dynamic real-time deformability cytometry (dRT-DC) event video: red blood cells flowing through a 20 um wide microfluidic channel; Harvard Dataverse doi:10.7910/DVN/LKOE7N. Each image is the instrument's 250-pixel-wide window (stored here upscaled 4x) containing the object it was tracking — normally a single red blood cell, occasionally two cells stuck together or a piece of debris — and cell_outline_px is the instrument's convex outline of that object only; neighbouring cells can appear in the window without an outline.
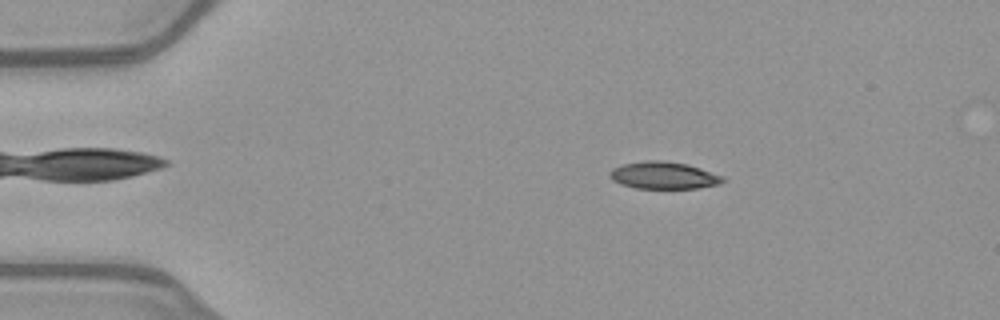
{"species": "common noctule bat (a hibernating species)", "species_latin": "Nyctalus noctula", "temperature_condition": "warm", "stored_images_in_passage": 51, "camera_frame_rate_fps": 3000, "um_per_image_px": 0.085, "animal": {"sex": "female", "body_mass_g": 21.9}, "frame": {"image": 1, "passage_image": 9, "time_ms": 2.667, "image_size_px": [1000, 320], "cell_outline_px": [[728, 180], [720, 184], [696, 188], [636, 188], [620, 184], [612, 180], [608, 176], [608, 172], [612, 168], [624, 164], [644, 160], [664, 160], [688, 164], [724, 176]], "centroid_in_image_um": [56.41, 14.9], "position_along_channel_um": 28.6, "area_um2": 18.15}}
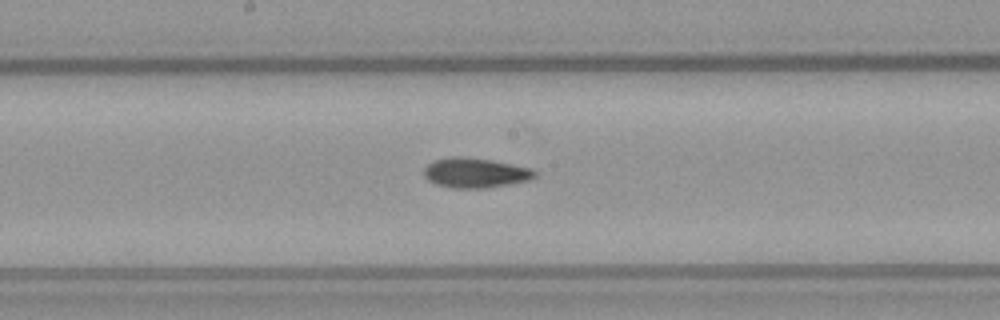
{"frame": {"image": 2, "passage_image": 27, "time_ms": 8.667, "image_size_px": [1000, 320], "cell_outline_px": [[540, 172], [532, 180], [484, 188], [452, 188], [436, 184], [428, 180], [424, 176], [424, 168], [432, 160], [452, 156], [460, 156], [492, 160], [532, 168]], "centroid_in_image_um": [40.43, 14.68], "position_along_channel_um": 207.8, "area_um2": 19.54}}
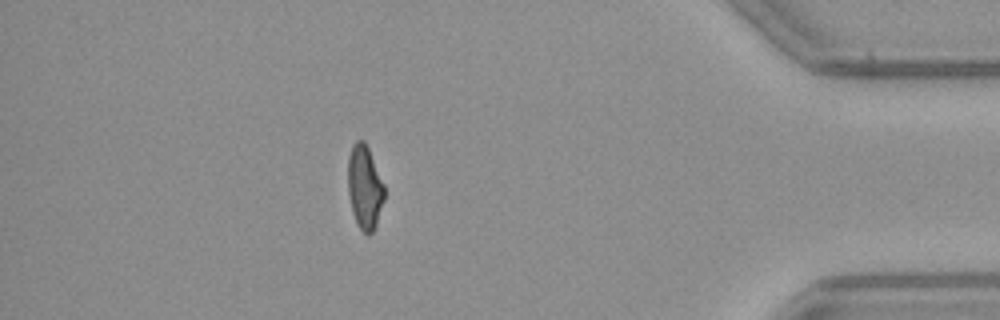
{"frame": {"image": 3, "passage_image": 45, "time_ms": 14.667, "image_size_px": [1000, 320], "cell_outline_px": [[384, 200], [376, 224], [372, 232], [368, 236], [356, 224], [352, 212], [348, 192], [348, 156], [352, 144], [356, 140], [364, 140], [368, 148], [384, 184]], "centroid_in_image_um": [30.98, 15.91], "position_along_channel_um": 404.2, "area_um2": 17.8}, "authors_computed_cell_mechanics": {"area_um2": 18.3804, "velocity_mm_per_s": 4.034, "shape_relaxation_time_tau1_ms": 8.5375, "shape_relaxation_time_tau2_ms": 3.1618, "deformation_change_tau1": 0.2339, "deformation_change_tau2": 0.1086}}